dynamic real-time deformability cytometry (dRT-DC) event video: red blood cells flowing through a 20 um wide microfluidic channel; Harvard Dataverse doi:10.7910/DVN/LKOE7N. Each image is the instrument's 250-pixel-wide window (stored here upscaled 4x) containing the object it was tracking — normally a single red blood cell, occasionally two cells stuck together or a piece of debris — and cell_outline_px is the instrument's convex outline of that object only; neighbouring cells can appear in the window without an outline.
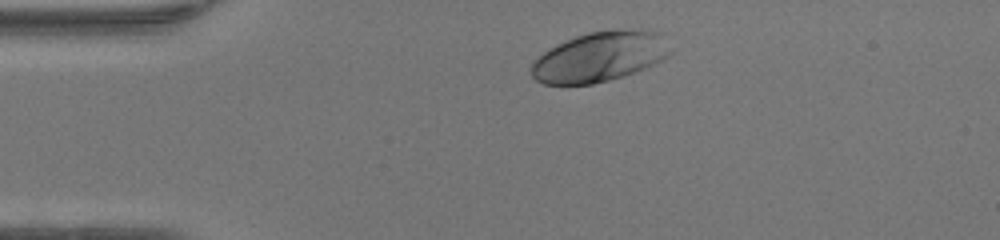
{"species": "human", "species_latin": "Homo sapiens", "temperature_condition": "warm", "stored_images_in_passage": 34, "camera_frame_rate_fps": 3000, "um_per_image_px": 0.085, "donor": {"sex": "female"}, "frame": {"image": 1, "passage_image": 3, "time_ms": 0.667, "image_size_px": [1000, 240], "cell_outline_px": [[668, 56], [636, 72], [624, 76], [592, 84], [544, 84], [536, 80], [532, 76], [528, 68], [548, 48], [556, 44], [576, 36], [588, 32], [624, 28], [664, 32], [668, 52]], "centroid_in_image_um": [50.96, 4.81], "position_along_channel_um": 34.0, "area_um2": 40.46}}
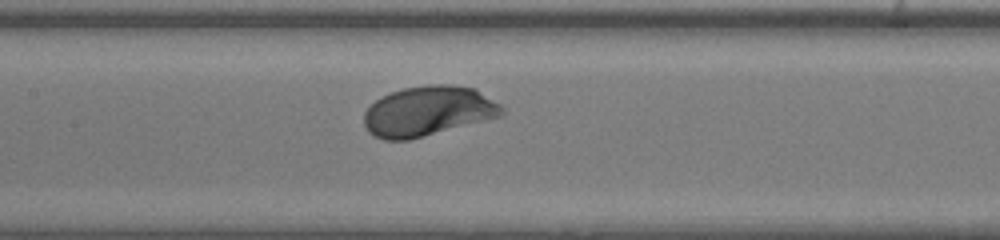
{"frame": {"image": 2, "passage_image": 16, "time_ms": 5.0, "image_size_px": [1000, 240], "cell_outline_px": [[504, 116], [408, 140], [384, 140], [368, 132], [364, 124], [364, 112], [380, 96], [404, 88], [428, 84], [448, 84], [476, 88], [500, 104], [504, 108]], "centroid_in_image_um": [36.42, 9.44], "position_along_channel_um": 171.0, "area_um2": 40.34}}
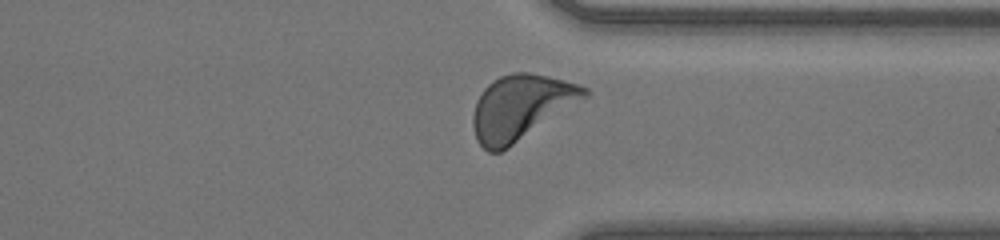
{"frame": {"image": 3, "passage_image": 30, "time_ms": 9.667, "image_size_px": [1000, 240], "cell_outline_px": [[592, 92], [588, 96], [508, 148], [500, 152], [488, 152], [476, 140], [472, 124], [472, 116], [476, 100], [484, 88], [492, 80], [500, 76], [512, 72], [528, 72], [548, 76], [580, 84], [588, 88]], "centroid_in_image_um": [44.26, 9.11], "position_along_channel_um": 367.1, "area_um2": 42.14}, "authors_computed_cell_mechanics": {"area_um2": 38.9283, "velocity_mm_per_s": 4.2055, "shape_relaxation_time_tau1_ms": 1.5451, "shape_relaxation_time_tau2_ms": null, "deformation_change_tau1": 0.1404, "deformation_change_tau2": null}}